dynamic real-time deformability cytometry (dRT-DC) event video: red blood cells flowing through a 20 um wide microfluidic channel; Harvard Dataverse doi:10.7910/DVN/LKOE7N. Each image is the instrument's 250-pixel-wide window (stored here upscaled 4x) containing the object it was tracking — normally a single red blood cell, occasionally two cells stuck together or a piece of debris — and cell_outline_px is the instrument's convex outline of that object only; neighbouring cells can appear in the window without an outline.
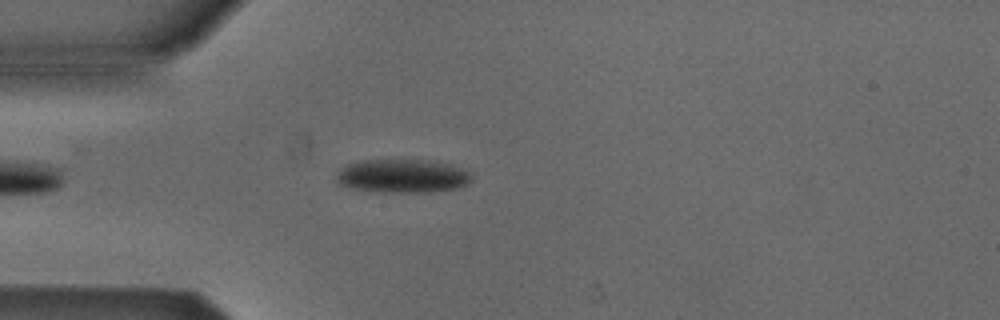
{"species": "Egyptian fruit bat (a non-hibernating species)", "species_latin": "Rousettus aegyptiacus", "temperature_condition": "cold", "stored_images_in_passage": 44, "camera_frame_rate_fps": 3000, "um_per_image_px": 0.085, "animal": {"sex": "male"}, "frame": {"image": 1, "passage_image": 6, "time_ms": 1.667, "image_size_px": [1000, 320], "cell_outline_px": [[472, 176], [468, 184], [456, 188], [424, 192], [384, 192], [352, 188], [340, 184], [336, 180], [336, 176], [348, 164], [364, 160], [400, 156], [428, 160], [448, 164], [468, 172]], "centroid_in_image_um": [34.2, 14.91], "position_along_channel_um": 50.8, "area_um2": 26.82}}
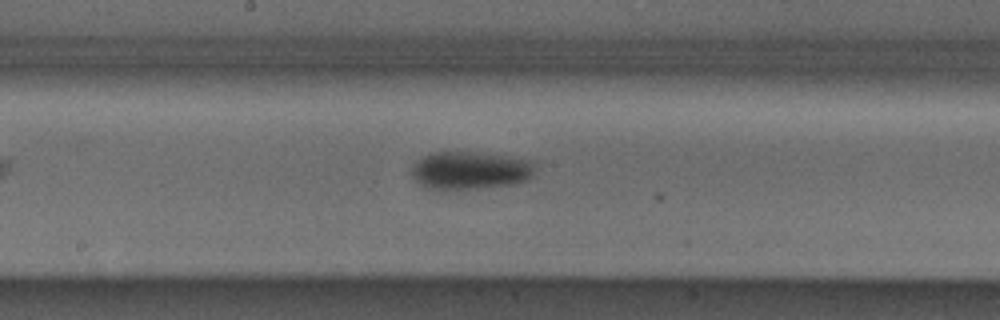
{"frame": {"image": 2, "passage_image": 19, "time_ms": 6.0, "image_size_px": [1000, 320], "cell_outline_px": [[536, 168], [532, 176], [528, 180], [512, 184], [448, 192], [436, 192], [420, 184], [412, 176], [412, 164], [424, 156], [432, 152], [472, 152], [528, 160]], "centroid_in_image_um": [39.88, 14.54], "position_along_channel_um": 208.3, "area_um2": 27.57}}
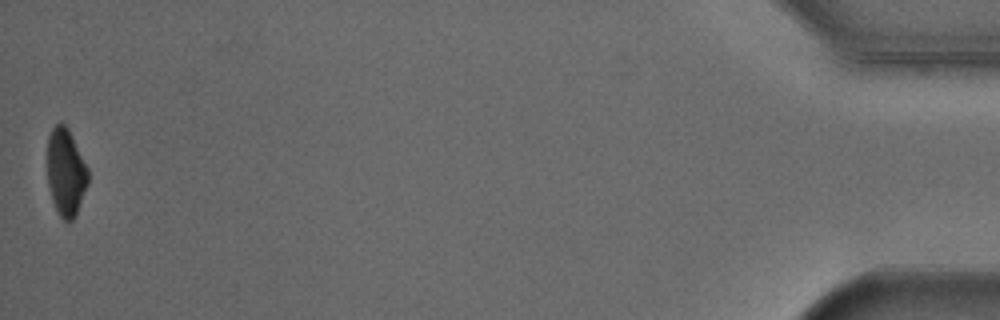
{"frame": {"image": 3, "passage_image": 44, "time_ms": 14.333, "image_size_px": [1000, 320], "cell_outline_px": [[88, 184], [76, 212], [72, 220], [64, 220], [60, 216], [52, 200], [48, 184], [48, 136], [52, 128], [60, 120], [68, 128], [88, 168]], "centroid_in_image_um": [5.59, 14.59], "position_along_channel_um": 429.6, "area_um2": 20.46}, "authors_computed_cell_mechanics": {"area_um2": 26.1545, "velocity_mm_per_s": 3.8674, "shape_relaxation_time_tau1_ms": 2.682, "shape_relaxation_time_tau2_ms": null, "deformation_change_tau1": 0.0854, "deformation_change_tau2": null}}